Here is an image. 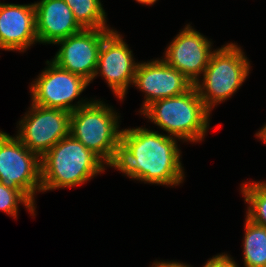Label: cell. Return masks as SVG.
Returning a JSON list of instances; mask_svg holds the SVG:
<instances>
[{
  "label": "cell",
  "mask_w": 266,
  "mask_h": 267,
  "mask_svg": "<svg viewBox=\"0 0 266 267\" xmlns=\"http://www.w3.org/2000/svg\"><path fill=\"white\" fill-rule=\"evenodd\" d=\"M137 3H141L142 5H154L158 0H135Z\"/></svg>",
  "instance_id": "7402d4cb"
},
{
  "label": "cell",
  "mask_w": 266,
  "mask_h": 267,
  "mask_svg": "<svg viewBox=\"0 0 266 267\" xmlns=\"http://www.w3.org/2000/svg\"><path fill=\"white\" fill-rule=\"evenodd\" d=\"M36 11V32L40 44H54L83 28L73 16L64 0H40L34 2Z\"/></svg>",
  "instance_id": "5bb4252c"
},
{
  "label": "cell",
  "mask_w": 266,
  "mask_h": 267,
  "mask_svg": "<svg viewBox=\"0 0 266 267\" xmlns=\"http://www.w3.org/2000/svg\"><path fill=\"white\" fill-rule=\"evenodd\" d=\"M255 136L266 144V124H264V126L256 133Z\"/></svg>",
  "instance_id": "44dd1931"
},
{
  "label": "cell",
  "mask_w": 266,
  "mask_h": 267,
  "mask_svg": "<svg viewBox=\"0 0 266 267\" xmlns=\"http://www.w3.org/2000/svg\"><path fill=\"white\" fill-rule=\"evenodd\" d=\"M38 43L34 3L0 2V49L25 52Z\"/></svg>",
  "instance_id": "4fadbf2b"
},
{
  "label": "cell",
  "mask_w": 266,
  "mask_h": 267,
  "mask_svg": "<svg viewBox=\"0 0 266 267\" xmlns=\"http://www.w3.org/2000/svg\"><path fill=\"white\" fill-rule=\"evenodd\" d=\"M30 105L18 121L16 136L31 152L42 158L57 142L70 135L71 113L64 109Z\"/></svg>",
  "instance_id": "ba28073f"
},
{
  "label": "cell",
  "mask_w": 266,
  "mask_h": 267,
  "mask_svg": "<svg viewBox=\"0 0 266 267\" xmlns=\"http://www.w3.org/2000/svg\"><path fill=\"white\" fill-rule=\"evenodd\" d=\"M210 111L193 86L175 97L154 101L141 114L178 141H203L210 125Z\"/></svg>",
  "instance_id": "3957f363"
},
{
  "label": "cell",
  "mask_w": 266,
  "mask_h": 267,
  "mask_svg": "<svg viewBox=\"0 0 266 267\" xmlns=\"http://www.w3.org/2000/svg\"><path fill=\"white\" fill-rule=\"evenodd\" d=\"M113 28L82 29L65 39L57 41L60 45L52 58L58 67L82 76L91 83L97 69L98 56L103 39Z\"/></svg>",
  "instance_id": "9c48e42d"
},
{
  "label": "cell",
  "mask_w": 266,
  "mask_h": 267,
  "mask_svg": "<svg viewBox=\"0 0 266 267\" xmlns=\"http://www.w3.org/2000/svg\"><path fill=\"white\" fill-rule=\"evenodd\" d=\"M0 182L21 190L35 205L41 192V158L15 135L0 130Z\"/></svg>",
  "instance_id": "52a82bcc"
},
{
  "label": "cell",
  "mask_w": 266,
  "mask_h": 267,
  "mask_svg": "<svg viewBox=\"0 0 266 267\" xmlns=\"http://www.w3.org/2000/svg\"><path fill=\"white\" fill-rule=\"evenodd\" d=\"M122 36L113 29L103 39L94 75V79L98 74L103 77L113 94L121 102L126 98L128 87L133 84L139 63L135 62L133 51L129 49Z\"/></svg>",
  "instance_id": "30bf717a"
},
{
  "label": "cell",
  "mask_w": 266,
  "mask_h": 267,
  "mask_svg": "<svg viewBox=\"0 0 266 267\" xmlns=\"http://www.w3.org/2000/svg\"><path fill=\"white\" fill-rule=\"evenodd\" d=\"M241 48L231 42L213 49L203 79L194 84L210 112L217 104L232 97L249 75L251 65Z\"/></svg>",
  "instance_id": "5b68a950"
},
{
  "label": "cell",
  "mask_w": 266,
  "mask_h": 267,
  "mask_svg": "<svg viewBox=\"0 0 266 267\" xmlns=\"http://www.w3.org/2000/svg\"><path fill=\"white\" fill-rule=\"evenodd\" d=\"M203 267H239V265L233 260L231 255L220 253L207 260Z\"/></svg>",
  "instance_id": "d6986e66"
},
{
  "label": "cell",
  "mask_w": 266,
  "mask_h": 267,
  "mask_svg": "<svg viewBox=\"0 0 266 267\" xmlns=\"http://www.w3.org/2000/svg\"><path fill=\"white\" fill-rule=\"evenodd\" d=\"M46 64L47 67L30 85L31 103L72 113L91 101L81 98L73 104L90 84L89 81L58 67L51 60H47Z\"/></svg>",
  "instance_id": "8992f818"
},
{
  "label": "cell",
  "mask_w": 266,
  "mask_h": 267,
  "mask_svg": "<svg viewBox=\"0 0 266 267\" xmlns=\"http://www.w3.org/2000/svg\"><path fill=\"white\" fill-rule=\"evenodd\" d=\"M212 46L211 40L187 24L170 42L161 58L195 84L208 66Z\"/></svg>",
  "instance_id": "7c38bea8"
},
{
  "label": "cell",
  "mask_w": 266,
  "mask_h": 267,
  "mask_svg": "<svg viewBox=\"0 0 266 267\" xmlns=\"http://www.w3.org/2000/svg\"><path fill=\"white\" fill-rule=\"evenodd\" d=\"M244 267H266V227L245 218Z\"/></svg>",
  "instance_id": "9a60e30c"
},
{
  "label": "cell",
  "mask_w": 266,
  "mask_h": 267,
  "mask_svg": "<svg viewBox=\"0 0 266 267\" xmlns=\"http://www.w3.org/2000/svg\"><path fill=\"white\" fill-rule=\"evenodd\" d=\"M240 187L244 201L248 204L245 217L255 224L266 227V181H249Z\"/></svg>",
  "instance_id": "e0dca14e"
},
{
  "label": "cell",
  "mask_w": 266,
  "mask_h": 267,
  "mask_svg": "<svg viewBox=\"0 0 266 267\" xmlns=\"http://www.w3.org/2000/svg\"><path fill=\"white\" fill-rule=\"evenodd\" d=\"M151 267H192L189 266L188 264L182 263V262H177V261H155L153 262V265Z\"/></svg>",
  "instance_id": "ffe728a7"
},
{
  "label": "cell",
  "mask_w": 266,
  "mask_h": 267,
  "mask_svg": "<svg viewBox=\"0 0 266 267\" xmlns=\"http://www.w3.org/2000/svg\"><path fill=\"white\" fill-rule=\"evenodd\" d=\"M83 29L110 28L101 0H64Z\"/></svg>",
  "instance_id": "2e32d148"
},
{
  "label": "cell",
  "mask_w": 266,
  "mask_h": 267,
  "mask_svg": "<svg viewBox=\"0 0 266 267\" xmlns=\"http://www.w3.org/2000/svg\"><path fill=\"white\" fill-rule=\"evenodd\" d=\"M177 140L145 127L122 129L120 153L113 168L133 180L178 186L185 174Z\"/></svg>",
  "instance_id": "6da1fadb"
},
{
  "label": "cell",
  "mask_w": 266,
  "mask_h": 267,
  "mask_svg": "<svg viewBox=\"0 0 266 267\" xmlns=\"http://www.w3.org/2000/svg\"><path fill=\"white\" fill-rule=\"evenodd\" d=\"M105 163L71 135L41 158V192L76 187L106 169Z\"/></svg>",
  "instance_id": "7a4b0ae2"
},
{
  "label": "cell",
  "mask_w": 266,
  "mask_h": 267,
  "mask_svg": "<svg viewBox=\"0 0 266 267\" xmlns=\"http://www.w3.org/2000/svg\"><path fill=\"white\" fill-rule=\"evenodd\" d=\"M19 204L24 205L31 215H35V204L21 190L0 182V210L17 218Z\"/></svg>",
  "instance_id": "ac0fdd59"
},
{
  "label": "cell",
  "mask_w": 266,
  "mask_h": 267,
  "mask_svg": "<svg viewBox=\"0 0 266 267\" xmlns=\"http://www.w3.org/2000/svg\"><path fill=\"white\" fill-rule=\"evenodd\" d=\"M132 85L145 94L139 113L154 101L179 96L194 86L184 74L159 58L139 62Z\"/></svg>",
  "instance_id": "8fae6325"
},
{
  "label": "cell",
  "mask_w": 266,
  "mask_h": 267,
  "mask_svg": "<svg viewBox=\"0 0 266 267\" xmlns=\"http://www.w3.org/2000/svg\"><path fill=\"white\" fill-rule=\"evenodd\" d=\"M113 106L92 100L71 113L70 135L113 168L120 153L121 132Z\"/></svg>",
  "instance_id": "277c9868"
}]
</instances>
